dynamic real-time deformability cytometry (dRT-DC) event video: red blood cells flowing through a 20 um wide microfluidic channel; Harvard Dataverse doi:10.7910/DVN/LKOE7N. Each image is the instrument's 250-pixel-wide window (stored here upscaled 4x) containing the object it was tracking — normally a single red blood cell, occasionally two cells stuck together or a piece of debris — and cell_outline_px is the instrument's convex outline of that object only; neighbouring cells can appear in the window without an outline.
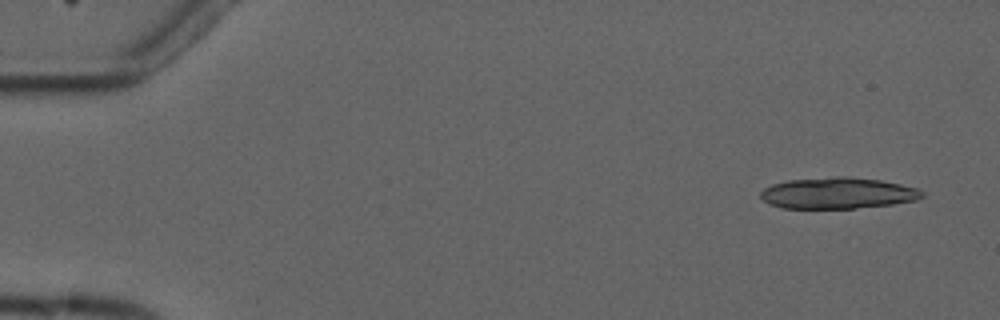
{"species": "common noctule bat (a hibernating species)", "species_latin": "Nyctalus noctula", "temperature_condition": "cold", "stored_images_in_passage": 5, "camera_frame_rate_fps": 3000, "um_per_image_px": 0.085, "animal": {"sex": "male", "forearm_length_mm": 52.5}, "frame": {"image": 1, "passage_image": 1, "time_ms": 0.0, "image_size_px": [1000, 320], "cell_outline_px": [[924, 196], [916, 200], [892, 204], [856, 208], [780, 208], [768, 204], [760, 196], [760, 192], [764, 188], [772, 184], [788, 180], [836, 176], [848, 176], [880, 180], [900, 184], [916, 188], [924, 192]], "centroid_in_image_um": [71.19, 16.41], "position_along_channel_um": 13.8, "area_um2": 29.48}}